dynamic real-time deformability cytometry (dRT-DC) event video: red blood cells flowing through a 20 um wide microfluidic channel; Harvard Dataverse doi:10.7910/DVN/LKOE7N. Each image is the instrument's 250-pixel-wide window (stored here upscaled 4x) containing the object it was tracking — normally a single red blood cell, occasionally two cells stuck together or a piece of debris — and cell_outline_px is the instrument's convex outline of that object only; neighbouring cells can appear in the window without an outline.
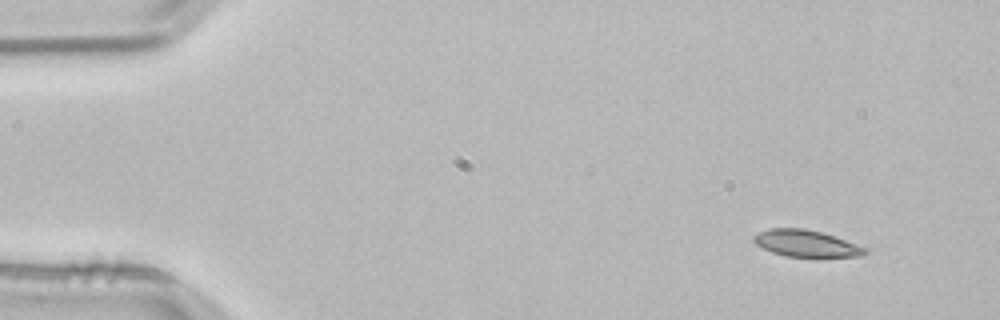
{"species": "common noctule bat (a hibernating species)", "species_latin": "Nyctalus noctula", "temperature_condition": "room temperature", "stored_images_in_passage": 4, "camera_frame_rate_fps": 3000, "um_per_image_px": 0.085, "animal": {"sex": "male", "body_mass_g": 21.5, "forearm_length_mm": 52.0}, "frame": {"image": 1, "passage_image": 1, "time_ms": 0.0, "image_size_px": [1000, 320], "cell_outline_px": [[868, 252], [864, 256], [788, 256], [772, 252], [756, 244], [752, 240], [752, 236], [768, 228], [804, 228], [820, 232], [868, 248]], "centroid_in_image_um": [68.5, 20.68], "position_along_channel_um": 16.5, "area_um2": 16.99}}